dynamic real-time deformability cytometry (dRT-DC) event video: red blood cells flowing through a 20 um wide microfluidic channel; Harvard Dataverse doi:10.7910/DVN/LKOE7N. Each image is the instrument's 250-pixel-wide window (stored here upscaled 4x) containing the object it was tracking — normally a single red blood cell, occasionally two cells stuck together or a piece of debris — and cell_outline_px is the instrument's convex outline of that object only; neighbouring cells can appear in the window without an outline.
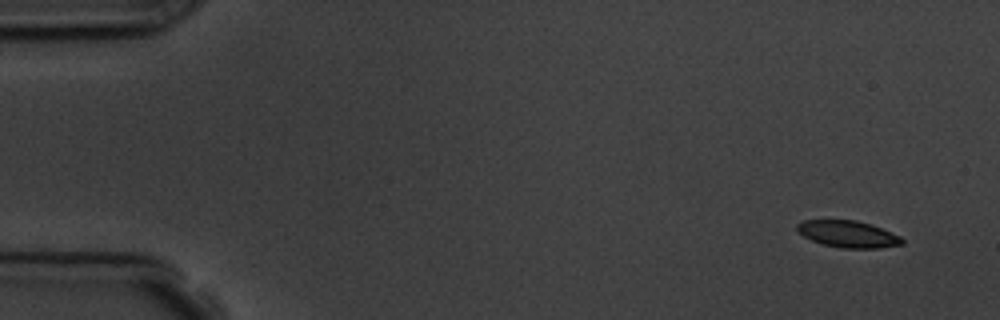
{"species": "common noctule bat (a hibernating species)", "species_latin": "Nyctalus noctula", "temperature_condition": "room temperature", "stored_images_in_passage": 4, "camera_frame_rate_fps": 3000, "um_per_image_px": 0.085, "animal": {"sex": "male", "body_mass_g": 19.5, "forearm_length_mm": 54.6}, "frame": {"image": 1, "passage_image": 1, "time_ms": 0.0, "image_size_px": [1000, 320], "cell_outline_px": [[904, 244], [880, 248], [840, 248], [824, 244], [812, 240], [796, 232], [796, 224], [804, 220], [856, 220], [880, 228], [900, 236], [904, 240]], "centroid_in_image_um": [72.06, 19.9], "position_along_channel_um": 12.9, "area_um2": 16.3}}
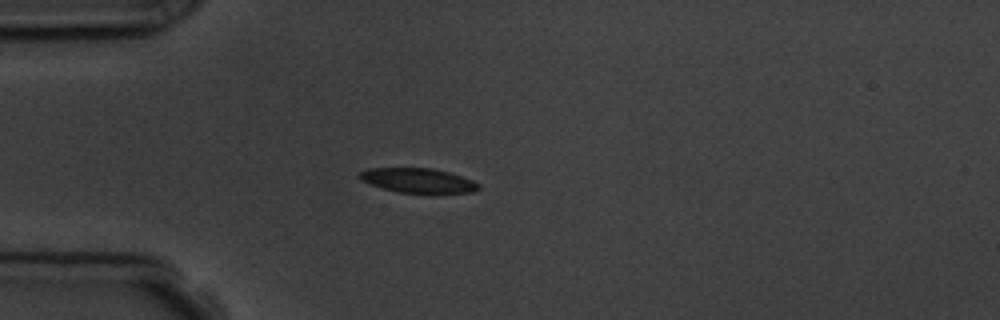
{"frame": {"image": 2, "passage_image": 4, "time_ms": 4.0, "image_size_px": [1000, 320], "cell_outline_px": [[480, 188], [472, 192], [396, 192], [360, 180], [360, 172], [368, 168], [432, 168], [448, 172], [472, 180], [480, 184]], "centroid_in_image_um": [35.53, 15.32], "position_along_channel_um": 49.5, "area_um2": 16.59}}